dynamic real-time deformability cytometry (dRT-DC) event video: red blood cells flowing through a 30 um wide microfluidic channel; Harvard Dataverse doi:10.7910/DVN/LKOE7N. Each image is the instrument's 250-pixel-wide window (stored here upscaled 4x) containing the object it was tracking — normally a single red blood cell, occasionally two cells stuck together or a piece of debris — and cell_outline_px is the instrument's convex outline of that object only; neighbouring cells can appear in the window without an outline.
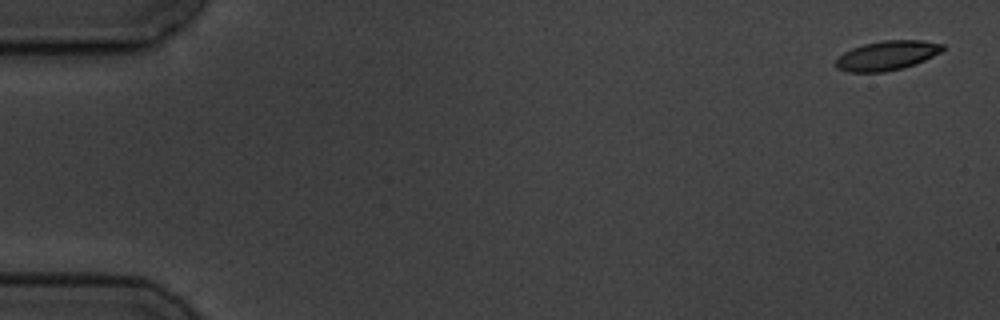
{"species": "common noctule bat (a hibernating species)", "species_latin": "Nyctalus noctula", "temperature_condition": "cold", "stored_images_in_passage": 4, "camera_frame_rate_fps": 3000, "um_per_image_px": 0.085, "animal": {"sex": "male", "body_mass_g": 19.5, "forearm_length_mm": 54.6}, "frame": {"image": 1, "passage_image": 1, "time_ms": 0.0, "image_size_px": [1000, 320], "cell_outline_px": [[944, 48], [940, 52], [916, 64], [884, 72], [848, 72], [836, 68], [836, 60], [844, 52], [852, 48], [864, 44], [884, 40], [924, 40], [944, 44]], "centroid_in_image_um": [75.39, 4.71], "position_along_channel_um": 9.6, "area_um2": 18.21}}
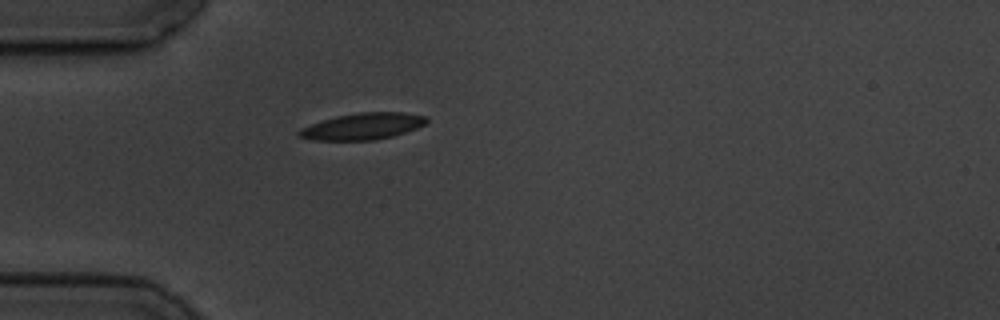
{"frame": {"image": 2, "passage_image": 4, "time_ms": 5.0, "image_size_px": [1000, 320], "cell_outline_px": [[428, 120], [424, 124], [416, 128], [392, 136], [372, 140], [312, 140], [300, 136], [296, 132], [300, 128], [336, 116], [360, 112], [404, 112], [428, 116]], "centroid_in_image_um": [30.84, 10.73], "position_along_channel_um": 54.2, "area_um2": 19.54}}